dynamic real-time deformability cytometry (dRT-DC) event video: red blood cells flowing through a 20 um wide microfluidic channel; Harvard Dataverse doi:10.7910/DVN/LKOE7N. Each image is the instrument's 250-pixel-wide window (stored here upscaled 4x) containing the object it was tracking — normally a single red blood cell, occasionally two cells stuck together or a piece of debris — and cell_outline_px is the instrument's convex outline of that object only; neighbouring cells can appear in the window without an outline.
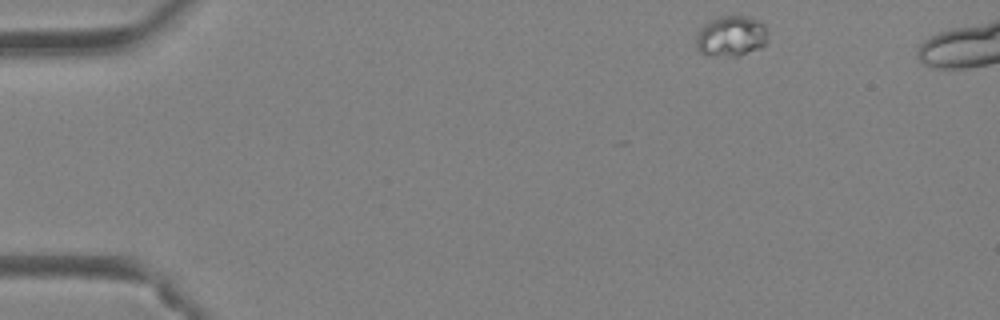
{"species": "Egyptian fruit bat (a non-hibernating species)", "species_latin": "Rousettus aegyptiacus", "temperature_condition": "warm", "stored_images_in_passage": 4, "camera_frame_rate_fps": 3000, "um_per_image_px": 0.085, "animal": {"sex": "female"}, "frame": {"image": 1, "passage_image": 1, "time_ms": 0.0, "image_size_px": [1000, 320], "cell_outline_px": [[768, 40], [760, 48], [736, 56], [732, 56], [700, 52], [696, 48], [696, 36], [700, 28], [704, 24], [720, 16], [744, 16], [756, 20], [764, 24], [768, 36]], "centroid_in_image_um": [62.15, 3.05], "position_along_channel_um": 22.8, "area_um2": 16.65}}